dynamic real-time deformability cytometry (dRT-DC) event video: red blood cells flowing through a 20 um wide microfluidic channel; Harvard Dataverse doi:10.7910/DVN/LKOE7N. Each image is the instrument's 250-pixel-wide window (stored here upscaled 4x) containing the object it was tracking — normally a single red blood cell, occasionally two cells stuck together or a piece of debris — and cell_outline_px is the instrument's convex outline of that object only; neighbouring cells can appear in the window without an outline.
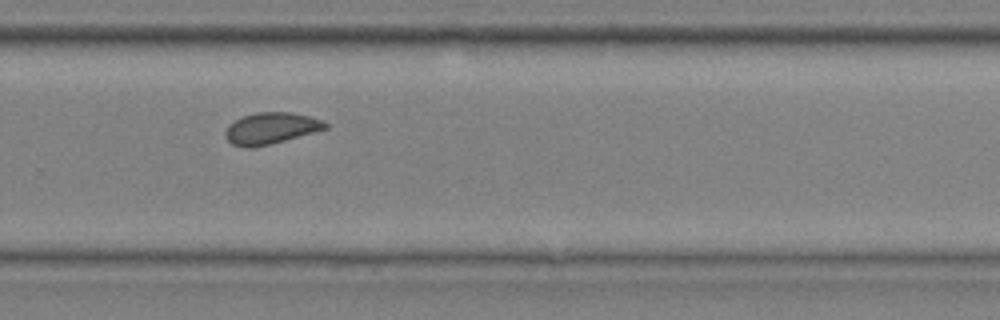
{"species": "common noctule bat (a hibernating species)", "species_latin": "Nyctalus noctula", "temperature_condition": "cold", "stored_images_in_passage": 10, "camera_frame_rate_fps": 3000, "um_per_image_px": 0.085, "animal": {"sex": "male", "body_mass_g": 20.4}, "frame": {"image": 1, "passage_image": 9, "time_ms": 2.667, "image_size_px": [1000, 320], "cell_outline_px": [[328, 128], [272, 144], [252, 148], [248, 148], [232, 144], [224, 136], [224, 132], [228, 124], [244, 116], [256, 112], [292, 112], [324, 120], [328, 124]], "centroid_in_image_um": [23.02, 10.91], "position_along_channel_um": 306.8, "area_um2": 18.44}}
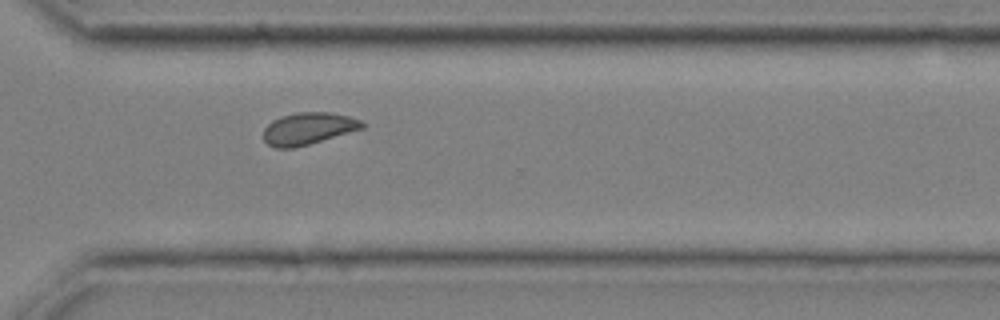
{"frame": {"image": 2, "passage_image": 10, "time_ms": 3.0, "image_size_px": [1000, 320], "cell_outline_px": [[364, 128], [296, 148], [276, 148], [268, 144], [264, 140], [264, 128], [272, 120], [280, 116], [296, 112], [328, 112], [348, 116], [360, 120], [364, 124]], "centroid_in_image_um": [26.18, 10.93], "position_along_channel_um": 344.4, "area_um2": 18.44}}